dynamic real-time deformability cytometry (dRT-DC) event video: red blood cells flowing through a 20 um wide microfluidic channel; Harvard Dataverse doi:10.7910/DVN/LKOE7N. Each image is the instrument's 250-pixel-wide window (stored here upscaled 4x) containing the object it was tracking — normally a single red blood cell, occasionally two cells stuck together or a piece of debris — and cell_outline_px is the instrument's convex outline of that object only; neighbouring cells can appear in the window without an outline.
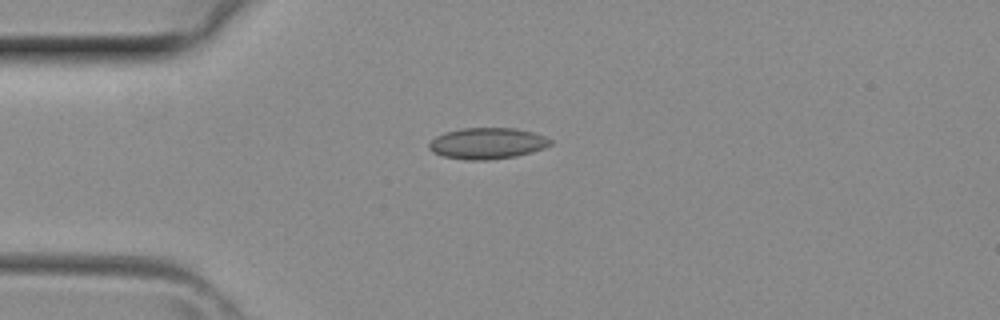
{"species": "common noctule bat (a hibernating species)", "species_latin": "Nyctalus noctula", "temperature_condition": "room temperature", "stored_images_in_passage": 3, "camera_frame_rate_fps": 3000, "um_per_image_px": 0.085, "animal": {"sex": "female", "body_mass_g": 29.2, "forearm_length_mm": 56.3}, "frame": {"image": 1, "passage_image": 2, "time_ms": 0.333, "image_size_px": [1000, 320], "cell_outline_px": [[552, 144], [544, 148], [532, 152], [516, 156], [488, 160], [464, 160], [444, 156], [432, 152], [428, 148], [428, 144], [436, 136], [444, 132], [460, 128], [516, 128], [532, 132], [544, 136], [552, 140]], "centroid_in_image_um": [41.41, 12.18], "position_along_channel_um": 43.6, "area_um2": 22.2}}
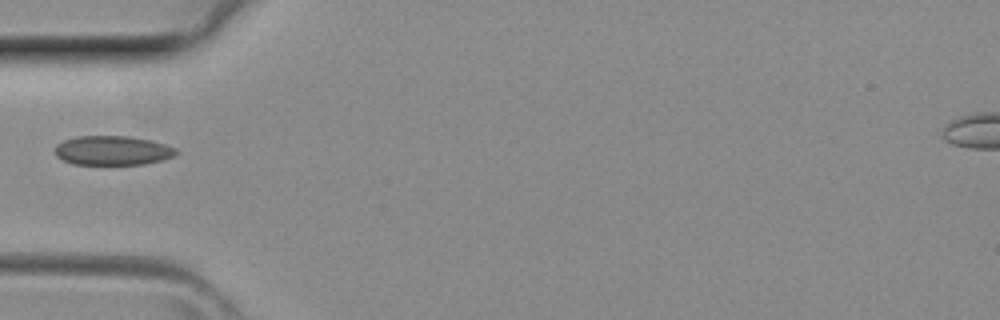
{"frame": {"image": 2, "passage_image": 3, "time_ms": 0.667, "image_size_px": [1000, 320], "cell_outline_px": [[180, 152], [172, 156], [160, 160], [144, 164], [72, 164], [56, 156], [56, 144], [64, 140], [76, 136], [128, 136], [152, 140], [176, 148]], "centroid_in_image_um": [9.57, 12.78], "position_along_channel_um": 75.4, "area_um2": 20.63}}